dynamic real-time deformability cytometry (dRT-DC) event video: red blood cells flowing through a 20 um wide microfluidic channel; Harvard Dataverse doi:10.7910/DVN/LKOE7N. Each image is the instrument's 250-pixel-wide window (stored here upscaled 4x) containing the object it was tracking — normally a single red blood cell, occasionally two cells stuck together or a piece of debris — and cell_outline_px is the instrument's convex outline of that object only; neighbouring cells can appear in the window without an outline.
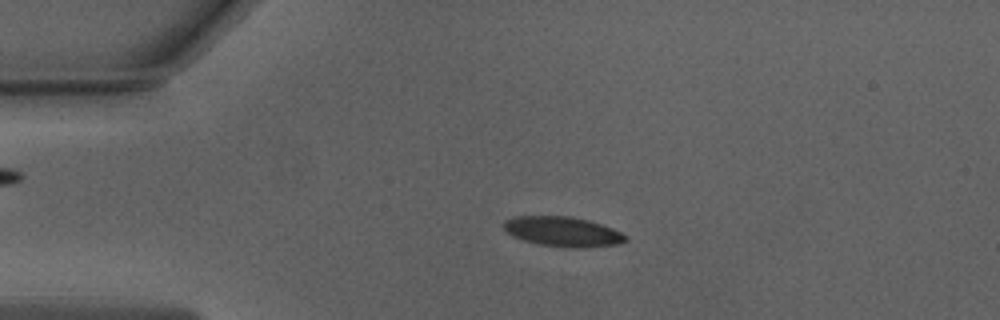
{"species": "Egyptian fruit bat (a non-hibernating species)", "species_latin": "Rousettus aegyptiacus", "temperature_condition": "warm", "stored_images_in_passage": 51, "camera_frame_rate_fps": 3000, "um_per_image_px": 0.085, "animal": {"sex": "male"}, "frame": {"image": 1, "passage_image": 11, "time_ms": 3.333, "image_size_px": [1000, 320], "cell_outline_px": [[628, 240], [620, 244], [572, 248], [540, 244], [524, 240], [512, 236], [504, 228], [504, 220], [516, 216], [572, 216], [588, 220], [612, 228], [628, 236]], "centroid_in_image_um": [47.85, 19.68], "position_along_channel_um": 37.1, "area_um2": 21.04}}
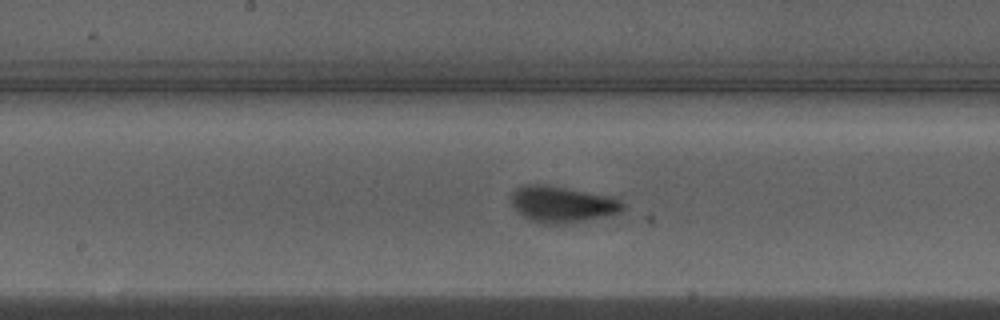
{"frame": {"image": 2, "passage_image": 26, "time_ms": 8.333, "image_size_px": [1000, 320], "cell_outline_px": [[624, 208], [620, 212], [608, 216], [568, 224], [540, 224], [528, 220], [516, 212], [512, 208], [508, 196], [520, 184], [548, 184], [616, 196], [624, 204]], "centroid_in_image_um": [47.74, 17.35], "position_along_channel_um": 200.5, "area_um2": 24.8}}
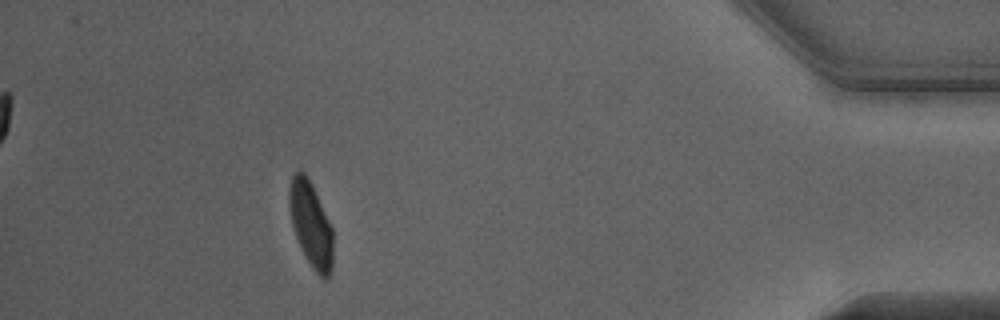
{"frame": {"image": 3, "passage_image": 46, "time_ms": 15.0, "image_size_px": [1000, 320], "cell_outline_px": [[332, 272], [328, 280], [324, 280], [312, 268], [300, 248], [292, 224], [288, 208], [288, 188], [292, 176], [300, 168], [308, 176], [312, 184], [332, 228]], "centroid_in_image_um": [26.4, 19.06], "position_along_channel_um": 408.8, "area_um2": 21.96}, "authors_computed_cell_mechanics": {"area_um2": 21.964, "velocity_mm_per_s": 3.9815, "shape_relaxation_time_tau1_ms": 2.4892, "shape_relaxation_time_tau2_ms": null, "deformation_change_tau1": 0.1188, "deformation_change_tau2": null}}